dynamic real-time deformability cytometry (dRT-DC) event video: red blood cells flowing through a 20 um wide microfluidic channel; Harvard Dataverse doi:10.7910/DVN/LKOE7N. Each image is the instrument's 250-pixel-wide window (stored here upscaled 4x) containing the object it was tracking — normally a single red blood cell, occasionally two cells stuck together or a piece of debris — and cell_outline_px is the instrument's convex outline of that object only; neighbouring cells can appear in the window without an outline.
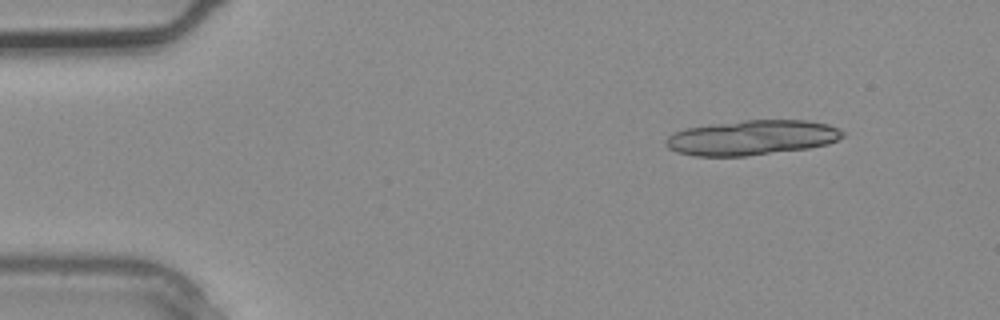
{"species": "common noctule bat (a hibernating species)", "species_latin": "Nyctalus noctula", "temperature_condition": "warm", "stored_images_in_passage": 3, "camera_frame_rate_fps": 3000, "um_per_image_px": 0.085, "animal": {"sex": "male", "body_mass_g": 20.4}, "frame": {"image": 1, "passage_image": 1, "time_ms": 0.0, "image_size_px": [1000, 320], "cell_outline_px": [[844, 136], [828, 144], [808, 148], [744, 156], [696, 156], [676, 152], [668, 148], [664, 144], [664, 140], [668, 136], [684, 128], [712, 124], [744, 120], [808, 120], [828, 124], [844, 132]], "centroid_in_image_um": [63.88, 11.7], "position_along_channel_um": 21.1, "area_um2": 35.95}}
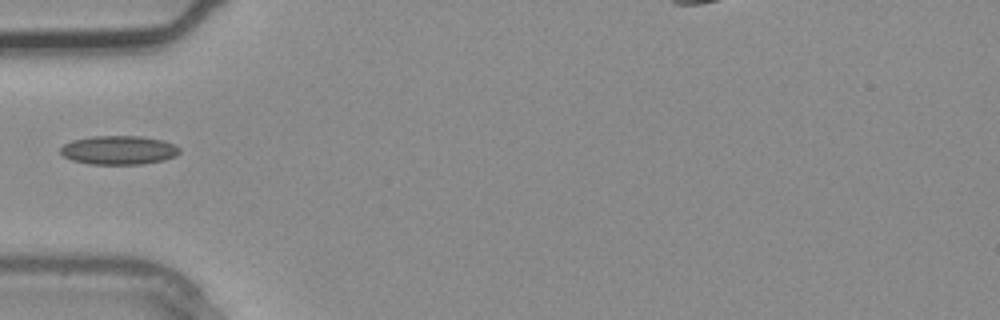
{"frame": {"image": 2, "passage_image": 3, "time_ms": 0.667, "image_size_px": [1000, 320], "cell_outline_px": [[180, 152], [176, 156], [164, 160], [144, 164], [88, 164], [72, 160], [64, 156], [60, 152], [60, 148], [64, 144], [72, 140], [92, 136], [140, 136], [164, 140], [180, 148]], "centroid_in_image_um": [10.1, 12.76], "position_along_channel_um": 74.9, "area_um2": 20.11}}